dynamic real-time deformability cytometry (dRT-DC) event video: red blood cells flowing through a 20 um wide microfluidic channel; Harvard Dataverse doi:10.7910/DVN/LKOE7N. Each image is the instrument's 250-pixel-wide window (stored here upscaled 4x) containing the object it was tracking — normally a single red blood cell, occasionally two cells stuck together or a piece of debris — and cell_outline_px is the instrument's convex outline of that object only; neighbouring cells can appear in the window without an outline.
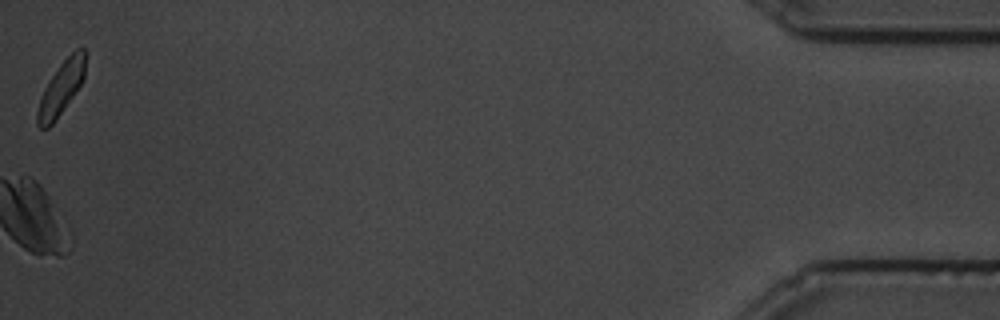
{"species": "common noctule bat (a hibernating species)", "species_latin": "Nyctalus noctula", "temperature_condition": "cold", "stored_images_in_passage": 85, "camera_frame_rate_fps": 3000, "um_per_image_px": 0.085, "animal": {"sex": "male", "body_mass_g": 19.5, "forearm_length_mm": 54.6}, "frame": {"image": 1, "passage_image": 85, "time_ms": 28.0, "image_size_px": [1000, 320], "cell_outline_px": [[84, 80], [56, 120], [48, 128], [40, 128], [36, 124], [36, 112], [40, 96], [44, 88], [60, 64], [76, 48], [84, 48]], "centroid_in_image_um": [5.16, 7.54], "position_along_channel_um": 430.0, "area_um2": 14.74}}